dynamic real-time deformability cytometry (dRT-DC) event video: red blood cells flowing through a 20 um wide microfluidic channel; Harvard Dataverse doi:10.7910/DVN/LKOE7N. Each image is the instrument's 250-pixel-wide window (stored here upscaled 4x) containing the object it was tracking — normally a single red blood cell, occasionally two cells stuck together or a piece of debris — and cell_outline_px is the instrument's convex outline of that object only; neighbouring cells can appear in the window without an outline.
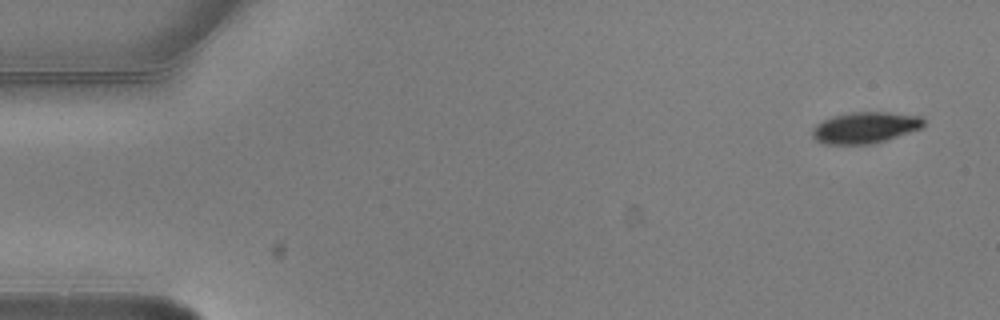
{"species": "common noctule bat (a hibernating species)", "species_latin": "Nyctalus noctula", "temperature_condition": "warm", "stored_images_in_passage": 4, "camera_frame_rate_fps": 3000, "um_per_image_px": 0.085, "animal": {"sex": "male", "body_mass_g": 20.5, "forearm_length_mm": 52.5}, "frame": {"image": 1, "passage_image": 1, "time_ms": 0.0, "image_size_px": [1000, 320], "cell_outline_px": [[924, 124], [920, 128], [884, 140], [868, 144], [820, 144], [812, 136], [812, 128], [816, 124], [832, 116], [852, 112], [888, 112], [924, 116]], "centroid_in_image_um": [73.5, 10.83], "position_along_channel_um": 11.5, "area_um2": 20.17}}
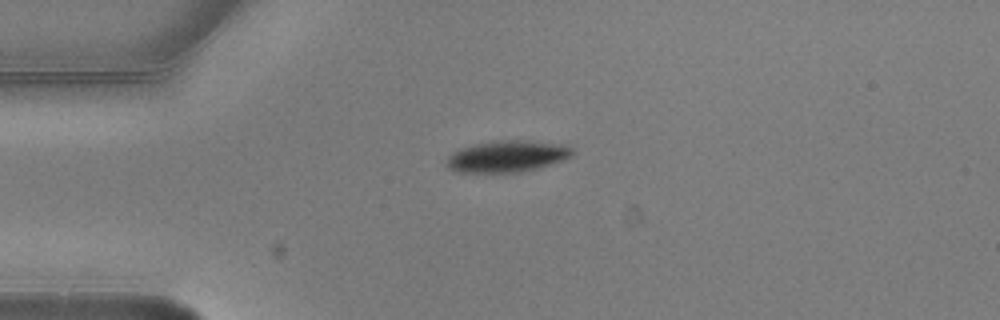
{"frame": {"image": 2, "passage_image": 4, "time_ms": 1.0, "image_size_px": [1000, 320], "cell_outline_px": [[572, 156], [564, 160], [540, 168], [520, 172], [456, 172], [448, 168], [444, 164], [448, 156], [452, 152], [460, 148], [476, 144], [496, 140], [528, 140], [568, 144], [572, 148]], "centroid_in_image_um": [43.13, 13.28], "position_along_channel_um": 41.9, "area_um2": 23.52}}